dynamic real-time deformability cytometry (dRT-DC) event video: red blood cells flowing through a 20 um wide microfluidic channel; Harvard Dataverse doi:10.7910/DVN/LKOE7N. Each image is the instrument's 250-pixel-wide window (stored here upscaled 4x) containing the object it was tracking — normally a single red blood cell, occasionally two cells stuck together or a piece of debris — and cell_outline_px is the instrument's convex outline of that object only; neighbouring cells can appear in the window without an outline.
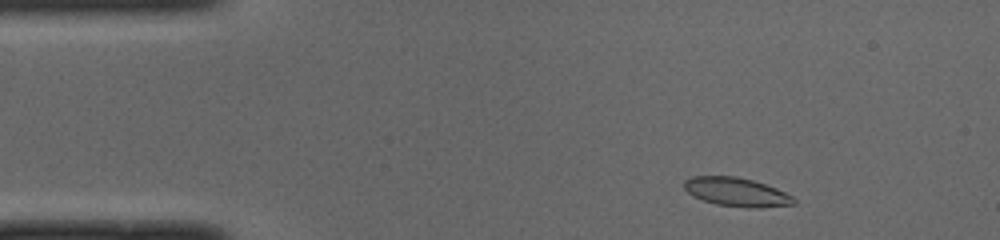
{"species": "common noctule bat (a hibernating species)", "species_latin": "Nyctalus noctula", "temperature_condition": "cold", "stored_images_in_passage": 44, "camera_frame_rate_fps": 3000, "um_per_image_px": 0.085, "animal": {"sex": "male", "body_mass_g": 19.0, "forearm_length_mm": 50.8}, "frame": {"image": 1, "passage_image": 1, "time_ms": 0.0, "image_size_px": [1000, 240], "cell_outline_px": [[788, 204], [720, 204], [696, 196], [684, 184], [688, 180], [700, 176], [728, 176], [748, 180], [772, 188], [788, 196]], "centroid_in_image_um": [62.42, 16.24], "position_along_channel_um": 22.6, "area_um2": 15.26}}
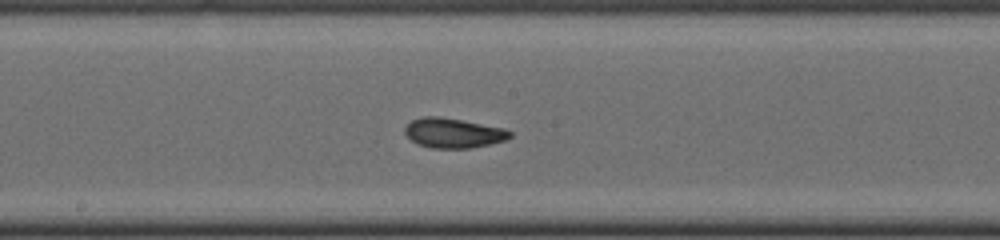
{"frame": {"image": 2, "passage_image": 20, "time_ms": 6.333, "image_size_px": [1000, 240], "cell_outline_px": [[508, 136], [500, 140], [484, 144], [464, 148], [444, 148], [424, 144], [408, 136], [408, 124], [416, 120], [456, 120], [496, 128], [508, 132]], "centroid_in_image_um": [38.54, 11.35], "position_along_channel_um": 209.7, "area_um2": 15.32}}
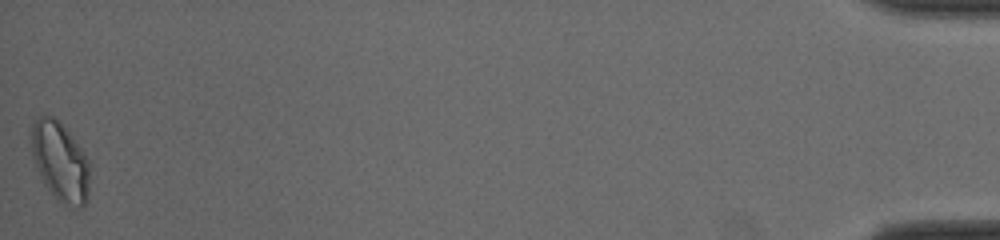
{"frame": {"image": 3, "passage_image": 44, "time_ms": 14.333, "image_size_px": [1000, 240], "cell_outline_px": [[84, 196], [60, 192], [52, 184], [40, 156], [40, 132], [52, 120], [60, 128], [68, 140], [80, 160], [84, 168]], "centroid_in_image_um": [5.21, 13.69], "position_along_channel_um": 430.0, "area_um2": 15.66}, "authors_computed_cell_mechanics": {"area_um2": 15.5482, "velocity_mm_per_s": 4.0092, "shape_relaxation_time_tau1_ms": 8.9537, "shape_relaxation_time_tau2_ms": 1.9336, "deformation_change_tau1": 0.2036, "deformation_change_tau2": 0.0656}}